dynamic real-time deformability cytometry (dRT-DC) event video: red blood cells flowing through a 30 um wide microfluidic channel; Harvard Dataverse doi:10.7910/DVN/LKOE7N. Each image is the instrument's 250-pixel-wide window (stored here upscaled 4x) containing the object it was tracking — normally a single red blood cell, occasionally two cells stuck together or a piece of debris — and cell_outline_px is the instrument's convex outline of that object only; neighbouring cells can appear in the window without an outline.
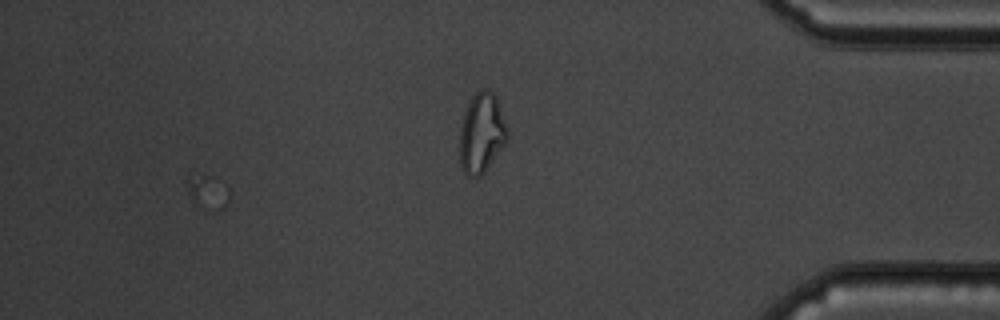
{"species": "common noctule bat (a hibernating species)", "species_latin": "Nyctalus noctula", "temperature_condition": "cold", "stored_images_in_passage": 56, "camera_frame_rate_fps": 3000, "um_per_image_px": 0.085, "animal": {"sex": "male", "body_mass_g": 19.5, "forearm_length_mm": 54.6}, "frame": {"image": 1, "passage_image": 56, "time_ms": 18.333, "image_size_px": [1000, 320], "cell_outline_px": [[508, 140], [484, 172], [480, 176], [468, 176], [464, 172], [460, 164], [460, 128], [464, 112], [472, 96], [480, 88], [488, 88], [496, 96], [508, 132]], "centroid_in_image_um": [40.93, 11.29], "position_along_channel_um": 394.3, "area_um2": 22.14}}